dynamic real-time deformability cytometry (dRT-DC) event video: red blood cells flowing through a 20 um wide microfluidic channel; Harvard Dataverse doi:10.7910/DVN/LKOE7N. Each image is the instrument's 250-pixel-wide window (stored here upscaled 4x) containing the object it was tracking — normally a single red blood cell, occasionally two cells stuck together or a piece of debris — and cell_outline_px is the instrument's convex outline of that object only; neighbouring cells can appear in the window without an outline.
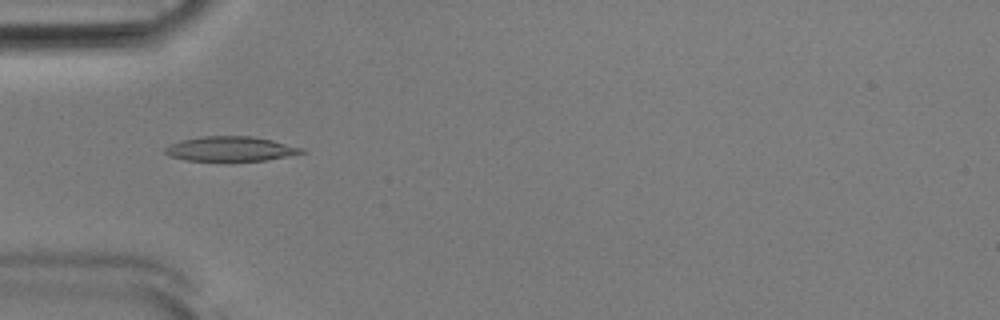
{"species": "Egyptian fruit bat (a non-hibernating species)", "species_latin": "Rousettus aegyptiacus", "temperature_condition": "room temperature", "stored_images_in_passage": 50, "camera_frame_rate_fps": 3000, "um_per_image_px": 0.085, "animal": {"sex": "male"}, "frame": {"image": 1, "passage_image": 15, "time_ms": 4.667, "image_size_px": [1000, 320], "cell_outline_px": [[308, 152], [264, 160], [184, 160], [168, 156], [164, 152], [164, 148], [180, 140], [200, 136], [252, 136], [272, 140], [304, 148]], "centroid_in_image_um": [19.58, 12.64], "position_along_channel_um": 65.4, "area_um2": 19.54}}
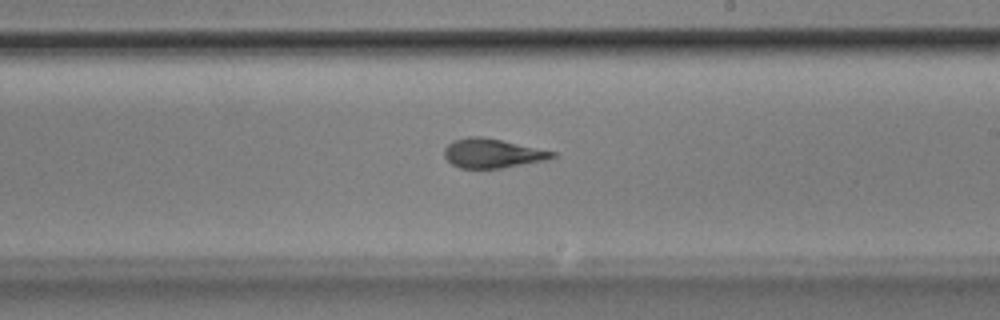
{"frame": {"image": 2, "passage_image": 29, "time_ms": 9.333, "image_size_px": [1000, 320], "cell_outline_px": [[556, 156], [544, 160], [500, 168], [460, 168], [452, 164], [444, 156], [444, 148], [452, 140], [468, 136], [480, 136], [500, 140], [556, 152]], "centroid_in_image_um": [41.79, 13.02], "position_along_channel_um": 247.2, "area_um2": 18.15}}
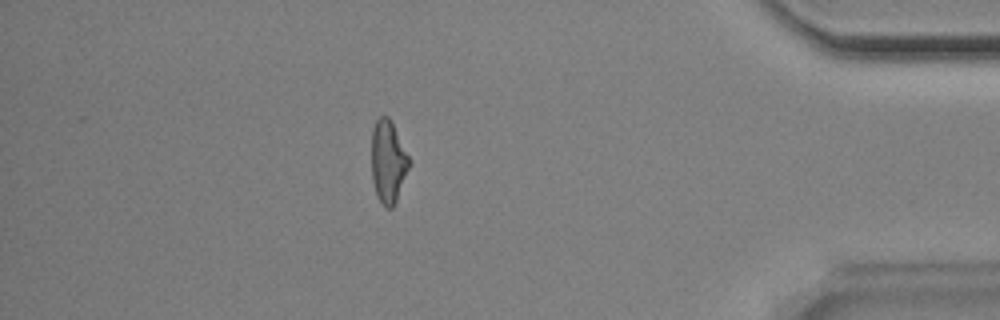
{"frame": {"image": 3, "passage_image": 44, "time_ms": 14.333, "image_size_px": [1000, 320], "cell_outline_px": [[412, 164], [396, 200], [392, 208], [388, 208], [376, 196], [372, 180], [372, 128], [376, 120], [380, 116], [388, 116]], "centroid_in_image_um": [32.99, 13.75], "position_along_channel_um": 402.2, "area_um2": 17.92}, "authors_computed_cell_mechanics": {"area_um2": 18.9584, "velocity_mm_per_s": 3.9119, "shape_relaxation_time_tau1_ms": 4.9933, "shape_relaxation_time_tau2_ms": 1.2994, "deformation_change_tau1": 0.1583, "deformation_change_tau2": 0.0905}}